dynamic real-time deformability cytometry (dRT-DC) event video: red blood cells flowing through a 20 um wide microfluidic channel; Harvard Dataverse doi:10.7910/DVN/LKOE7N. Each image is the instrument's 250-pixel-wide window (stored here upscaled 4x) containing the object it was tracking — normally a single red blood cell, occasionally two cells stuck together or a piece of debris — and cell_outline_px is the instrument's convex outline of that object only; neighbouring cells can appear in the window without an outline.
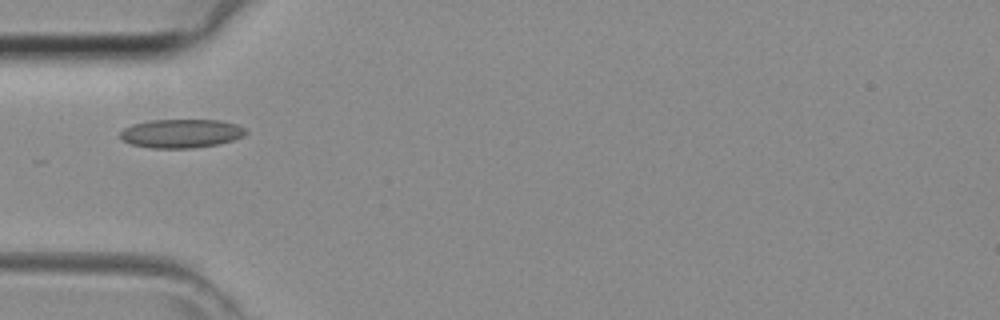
{"species": "common noctule bat (a hibernating species)", "species_latin": "Nyctalus noctula", "temperature_condition": "room temperature", "stored_images_in_passage": 26, "camera_frame_rate_fps": 3000, "um_per_image_px": 0.085, "animal": {"sex": "female", "body_mass_g": 29.2, "forearm_length_mm": 56.3}, "frame": {"image": 1, "passage_image": 1, "time_ms": 0.0, "image_size_px": [1000, 320], "cell_outline_px": [[248, 132], [232, 140], [216, 144], [192, 148], [152, 148], [132, 144], [120, 140], [120, 132], [124, 128], [132, 124], [152, 120], [220, 120], [236, 124], [244, 128]], "centroid_in_image_um": [15.36, 11.34], "position_along_channel_um": 69.6, "area_um2": 20.87}}
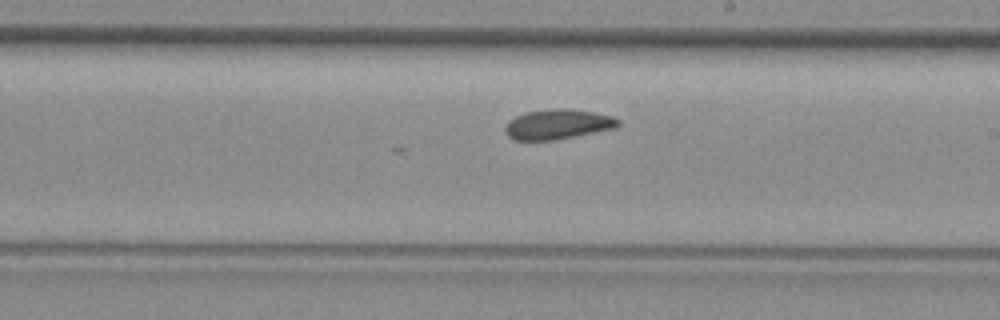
{"frame": {"image": 2, "passage_image": 12, "time_ms": 3.667, "image_size_px": [1000, 320], "cell_outline_px": [[620, 124], [616, 128], [552, 140], [516, 140], [508, 136], [504, 128], [508, 120], [516, 116], [528, 112], [552, 108], [564, 108], [592, 112], [612, 116], [620, 120]], "centroid_in_image_um": [47.4, 10.56], "position_along_channel_um": 241.6, "area_um2": 19.54}}
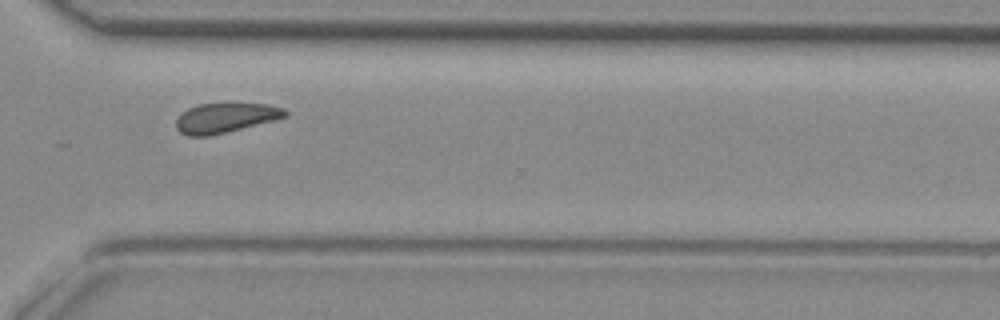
{"frame": {"image": 3, "passage_image": 19, "time_ms": 6.0, "image_size_px": [1000, 320], "cell_outline_px": [[288, 116], [208, 136], [188, 136], [180, 132], [176, 128], [176, 116], [180, 112], [196, 104], [268, 104], [284, 108], [288, 112]], "centroid_in_image_um": [19.09, 10.0], "position_along_channel_um": 351.5, "area_um2": 18.67}}